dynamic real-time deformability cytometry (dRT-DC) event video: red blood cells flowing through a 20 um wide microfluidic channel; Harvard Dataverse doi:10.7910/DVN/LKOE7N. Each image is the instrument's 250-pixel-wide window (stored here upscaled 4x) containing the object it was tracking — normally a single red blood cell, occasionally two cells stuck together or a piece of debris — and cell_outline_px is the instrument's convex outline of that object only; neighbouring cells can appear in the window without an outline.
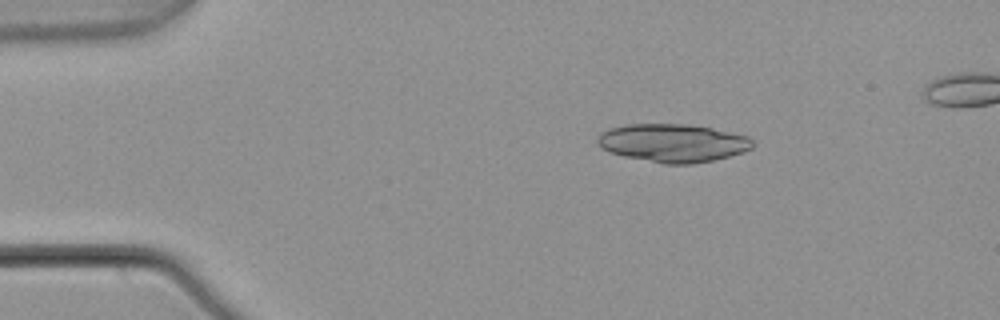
{"species": "common noctule bat (a hibernating species)", "species_latin": "Nyctalus noctula", "temperature_condition": "warm", "stored_images_in_passage": 3, "camera_frame_rate_fps": 3000, "um_per_image_px": 0.085, "animal": {"sex": "male", "body_mass_g": 21.5, "forearm_length_mm": 52.0}, "frame": {"image": 1, "passage_image": 1, "time_ms": 0.0, "image_size_px": [1000, 320], "cell_outline_px": [[756, 144], [752, 148], [744, 152], [712, 160], [692, 164], [664, 164], [624, 156], [608, 152], [600, 148], [596, 140], [600, 132], [608, 128], [628, 124], [688, 124], [712, 128], [748, 136]], "centroid_in_image_um": [57.17, 12.15], "position_along_channel_um": 27.8, "area_um2": 34.74}}